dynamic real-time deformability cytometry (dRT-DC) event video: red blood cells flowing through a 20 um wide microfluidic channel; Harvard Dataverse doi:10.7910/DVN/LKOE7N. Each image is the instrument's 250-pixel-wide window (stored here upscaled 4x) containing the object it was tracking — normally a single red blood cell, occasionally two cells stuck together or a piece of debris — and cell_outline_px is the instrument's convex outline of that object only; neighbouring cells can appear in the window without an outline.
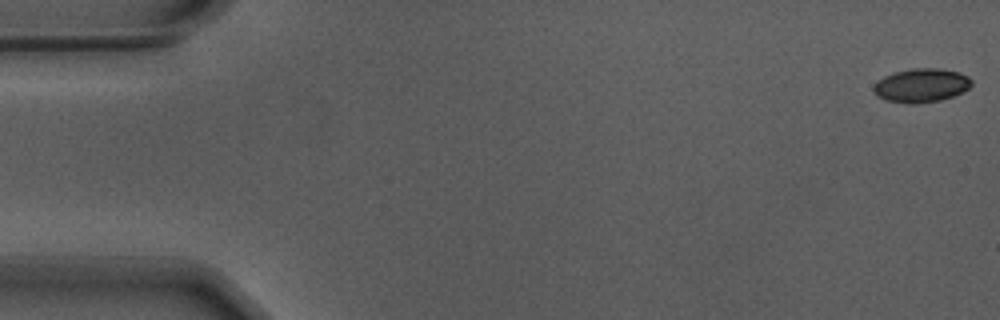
{"species": "Egyptian fruit bat (a non-hibernating species)", "species_latin": "Rousettus aegyptiacus", "temperature_condition": "warm", "stored_images_in_passage": 56, "camera_frame_rate_fps": 3000, "um_per_image_px": 0.085, "animal": {"sex": "male"}, "frame": {"image": 1, "passage_image": 1, "time_ms": 0.0, "image_size_px": [1000, 320], "cell_outline_px": [[972, 84], [964, 92], [940, 100], [916, 104], [912, 104], [884, 100], [876, 96], [872, 92], [872, 88], [884, 76], [896, 72], [912, 68], [936, 68], [960, 72], [968, 76], [972, 80]], "centroid_in_image_um": [78.31, 7.26], "position_along_channel_um": 6.7, "area_um2": 19.36}}
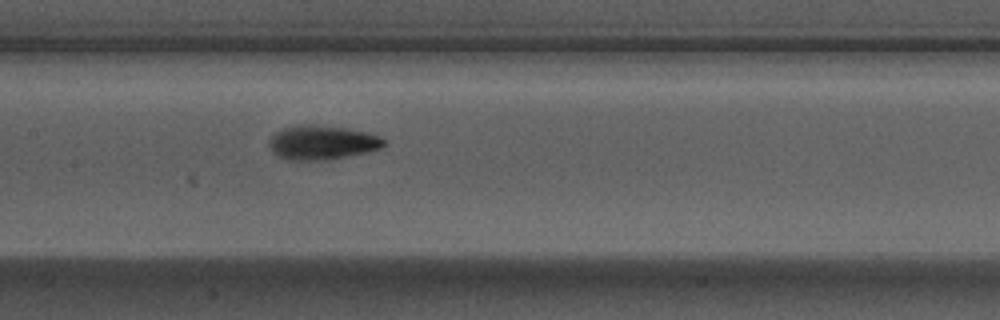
{"frame": {"image": 2, "passage_image": 27, "time_ms": 8.667, "image_size_px": [1000, 320], "cell_outline_px": [[384, 144], [380, 148], [364, 152], [328, 160], [288, 160], [272, 152], [268, 144], [268, 140], [276, 132], [284, 128], [296, 124], [312, 124], [344, 128], [364, 132], [380, 136], [384, 140]], "centroid_in_image_um": [27.31, 12.11], "position_along_channel_um": 180.1, "area_um2": 22.66}}
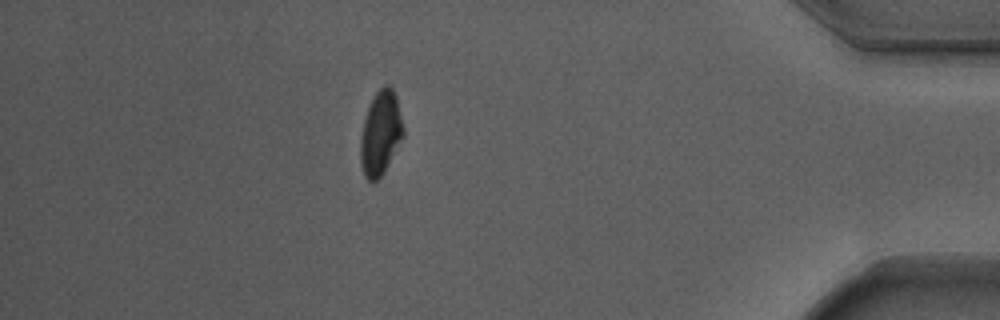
{"frame": {"image": 3, "passage_image": 49, "time_ms": 16.0, "image_size_px": [1000, 320], "cell_outline_px": [[404, 136], [380, 176], [376, 180], [368, 180], [364, 176], [360, 160], [360, 140], [364, 120], [368, 108], [376, 92], [384, 84], [388, 84], [392, 88], [396, 96], [404, 128]], "centroid_in_image_um": [32.35, 11.28], "position_along_channel_um": 402.9, "area_um2": 20.63}, "authors_computed_cell_mechanics": {"area_um2": 20.6057, "velocity_mm_per_s": 3.7057, "shape_relaxation_time_tau1_ms": 1.9855, "shape_relaxation_time_tau2_ms": 4.4754, "deformation_change_tau1": 0.1486, "deformation_change_tau2": 0.1168}}